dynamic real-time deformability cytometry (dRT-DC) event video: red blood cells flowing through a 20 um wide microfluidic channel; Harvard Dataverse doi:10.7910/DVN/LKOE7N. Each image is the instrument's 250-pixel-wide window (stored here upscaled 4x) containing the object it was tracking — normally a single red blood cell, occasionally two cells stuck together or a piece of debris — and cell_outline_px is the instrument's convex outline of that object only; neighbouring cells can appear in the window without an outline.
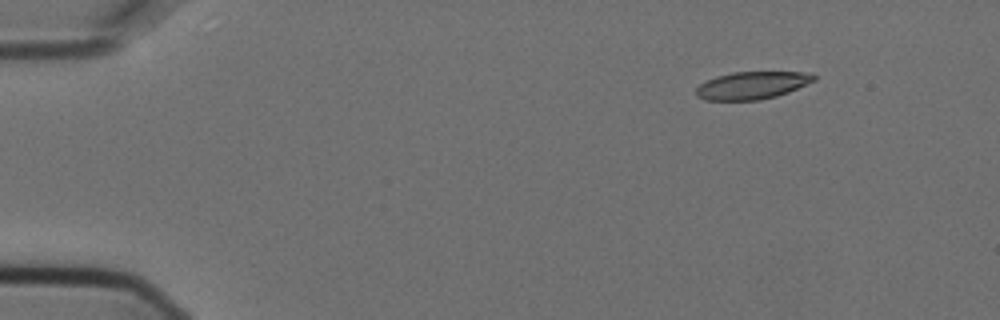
{"species": "Egyptian fruit bat (a non-hibernating species)", "species_latin": "Rousettus aegyptiacus", "temperature_condition": "cold", "stored_images_in_passage": 5, "camera_frame_rate_fps": 3000, "um_per_image_px": 0.085, "animal": {"sex": "female"}, "frame": {"image": 1, "passage_image": 2, "time_ms": 0.333, "image_size_px": [1000, 320], "cell_outline_px": [[816, 80], [788, 92], [776, 96], [760, 100], [704, 100], [696, 96], [696, 88], [700, 84], [716, 76], [732, 72], [812, 72], [816, 76]], "centroid_in_image_um": [63.93, 7.25], "position_along_channel_um": 21.1, "area_um2": 18.96}}
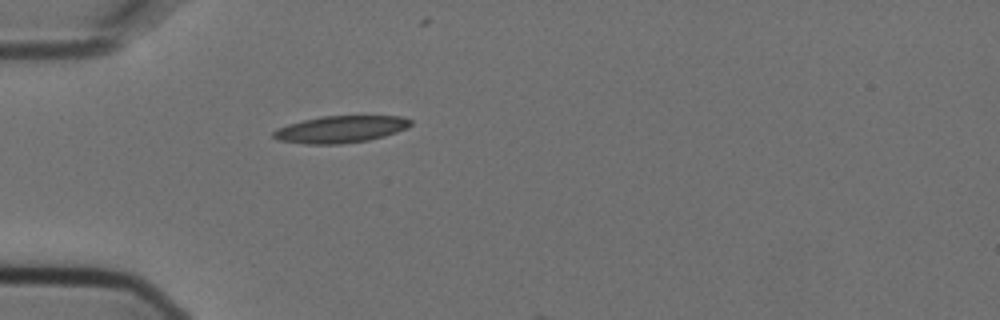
{"frame": {"image": 2, "passage_image": 5, "time_ms": 1.333, "image_size_px": [1000, 320], "cell_outline_px": [[412, 124], [408, 128], [384, 136], [368, 140], [340, 144], [304, 144], [276, 140], [272, 136], [272, 132], [276, 128], [288, 124], [320, 116], [404, 116], [412, 120]], "centroid_in_image_um": [28.93, 10.99], "position_along_channel_um": 56.1, "area_um2": 21.73}}